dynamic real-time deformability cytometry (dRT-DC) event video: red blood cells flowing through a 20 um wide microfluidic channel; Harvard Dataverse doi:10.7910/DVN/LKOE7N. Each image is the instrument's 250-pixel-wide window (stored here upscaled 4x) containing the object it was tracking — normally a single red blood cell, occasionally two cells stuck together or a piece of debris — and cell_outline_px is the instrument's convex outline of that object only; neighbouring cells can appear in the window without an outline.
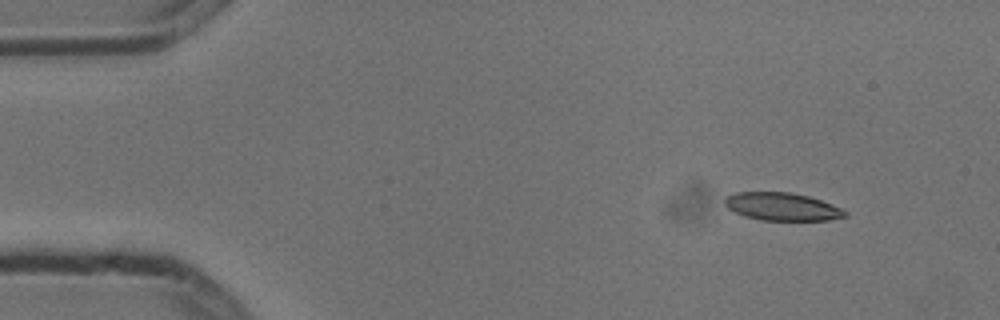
{"species": "common noctule bat (a hibernating species)", "species_latin": "Nyctalus noctula", "temperature_condition": "cold", "stored_images_in_passage": 4, "camera_frame_rate_fps": 3000, "um_per_image_px": 0.085, "animal": {"sex": "male", "body_mass_g": 13.3}, "frame": {"image": 1, "passage_image": 1, "time_ms": 0.0, "image_size_px": [1000, 320], "cell_outline_px": [[848, 216], [828, 220], [760, 220], [744, 216], [728, 208], [724, 204], [724, 200], [728, 196], [736, 192], [788, 192], [808, 196], [832, 204], [848, 212]], "centroid_in_image_um": [66.48, 17.57], "position_along_channel_um": 18.5, "area_um2": 19.42}}
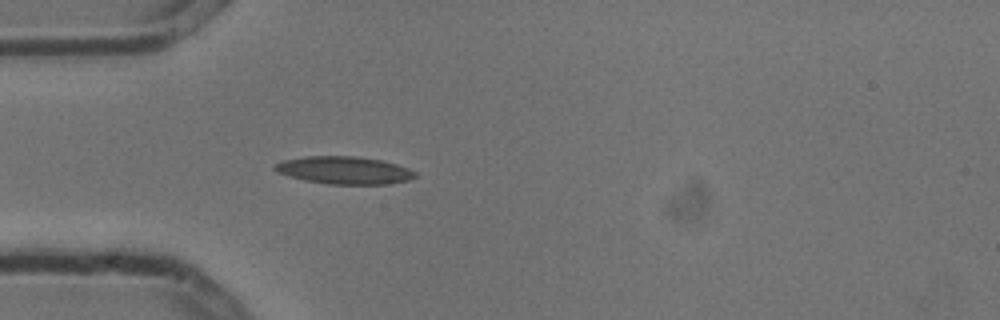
{"frame": {"image": 2, "passage_image": 4, "time_ms": 1.0, "image_size_px": [1000, 320], "cell_outline_px": [[416, 176], [408, 180], [388, 184], [328, 184], [304, 180], [288, 176], [276, 172], [272, 168], [276, 164], [284, 160], [304, 156], [356, 156], [380, 160], [396, 164], [408, 168], [416, 172]], "centroid_in_image_um": [29.23, 14.47], "position_along_channel_um": 55.8, "area_um2": 22.54}}